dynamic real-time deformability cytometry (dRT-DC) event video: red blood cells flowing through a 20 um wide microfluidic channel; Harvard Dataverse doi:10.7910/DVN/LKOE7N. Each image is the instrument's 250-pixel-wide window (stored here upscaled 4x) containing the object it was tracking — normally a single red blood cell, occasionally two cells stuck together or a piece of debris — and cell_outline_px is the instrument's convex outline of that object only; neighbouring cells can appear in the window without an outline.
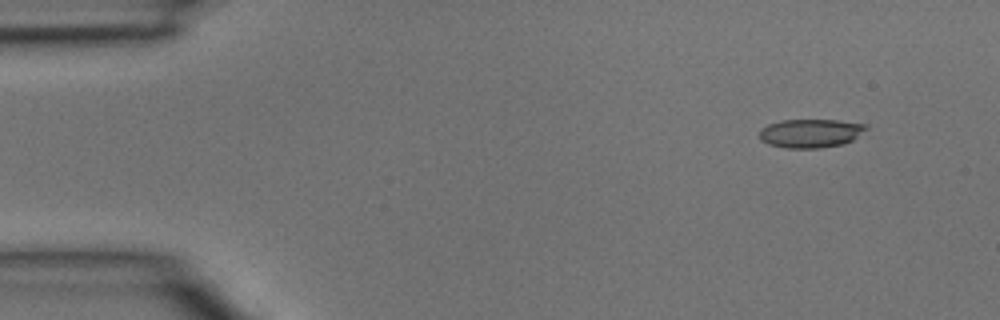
{"species": "common noctule bat (a hibernating species)", "species_latin": "Nyctalus noctula", "temperature_condition": "room temperature", "stored_images_in_passage": 3, "camera_frame_rate_fps": 3000, "um_per_image_px": 0.085, "animal": {"sex": "male", "body_mass_g": 15.6}, "frame": {"image": 1, "passage_image": 1, "time_ms": 0.0, "image_size_px": [1000, 320], "cell_outline_px": [[868, 128], [852, 140], [844, 144], [820, 148], [784, 148], [768, 144], [760, 140], [760, 128], [768, 124], [780, 120], [836, 120], [868, 124]], "centroid_in_image_um": [68.89, 11.33], "position_along_channel_um": 16.1, "area_um2": 17.98}}
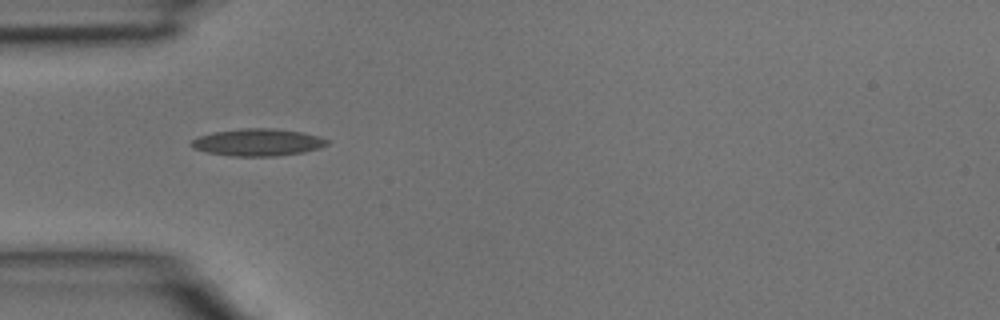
{"frame": {"image": 2, "passage_image": 3, "time_ms": 0.667, "image_size_px": [1000, 320], "cell_outline_px": [[328, 144], [304, 152], [276, 156], [232, 156], [208, 152], [192, 148], [188, 144], [192, 140], [200, 136], [212, 132], [240, 128], [272, 128], [304, 132], [320, 136], [328, 140]], "centroid_in_image_um": [21.89, 12.09], "position_along_channel_um": 63.1, "area_um2": 21.56}}